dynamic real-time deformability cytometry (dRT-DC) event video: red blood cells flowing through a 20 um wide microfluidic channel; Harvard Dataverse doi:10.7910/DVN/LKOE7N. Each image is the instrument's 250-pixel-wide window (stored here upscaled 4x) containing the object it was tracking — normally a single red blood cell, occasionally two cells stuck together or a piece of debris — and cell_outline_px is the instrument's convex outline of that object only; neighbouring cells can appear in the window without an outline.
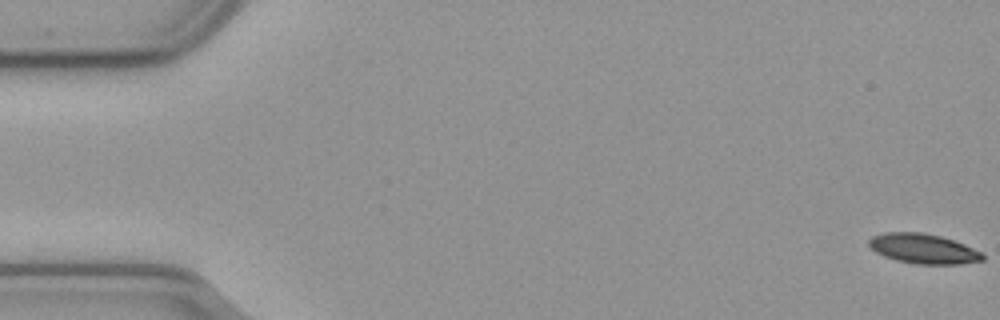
{"species": "common noctule bat (a hibernating species)", "species_latin": "Nyctalus noctula", "temperature_condition": "cold", "stored_images_in_passage": 57, "camera_frame_rate_fps": 3000, "um_per_image_px": 0.085, "animal": {"sex": "male", "body_mass_g": 23.1, "forearm_length_mm": 52.7}, "frame": {"image": 1, "passage_image": 1, "time_ms": 0.0, "image_size_px": [1000, 320], "cell_outline_px": [[984, 260], [960, 264], [916, 264], [896, 260], [884, 256], [876, 252], [868, 244], [868, 240], [872, 236], [884, 232], [924, 232], [940, 236], [964, 244], [980, 252], [984, 256]], "centroid_in_image_um": [78.46, 21.13], "position_along_channel_um": 6.5, "area_um2": 19.71}}
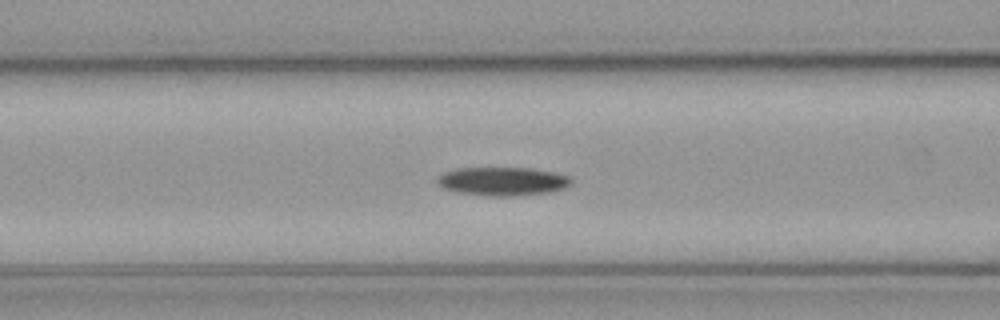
{"frame": {"image": 2, "passage_image": 23, "time_ms": 7.333, "image_size_px": [1000, 320], "cell_outline_px": [[572, 184], [564, 188], [552, 192], [512, 196], [488, 196], [456, 192], [444, 188], [436, 180], [444, 172], [456, 168], [532, 168], [556, 172], [568, 176], [572, 180]], "centroid_in_image_um": [42.76, 15.41], "position_along_channel_um": 123.8, "area_um2": 22.37}}
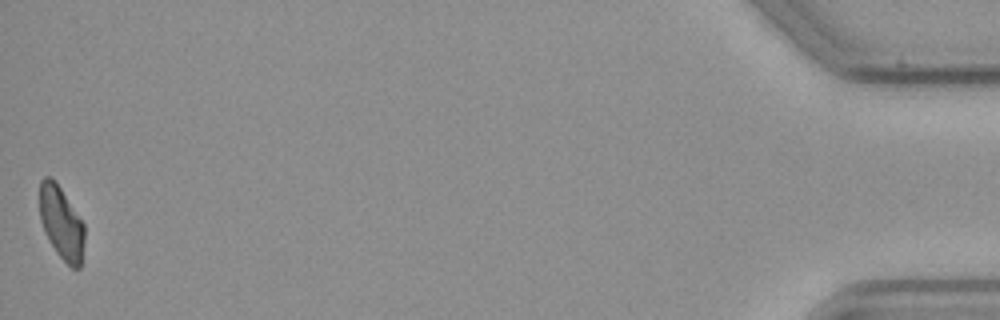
{"frame": {"image": 3, "passage_image": 57, "time_ms": 18.667, "image_size_px": [1000, 320], "cell_outline_px": [[84, 244], [80, 268], [72, 268], [56, 252], [44, 232], [40, 220], [40, 180], [44, 176], [52, 176], [84, 224]], "centroid_in_image_um": [5.2, 18.94], "position_along_channel_um": 430.0, "area_um2": 18.9}, "authors_computed_cell_mechanics": {"area_um2": 20.7502, "velocity_mm_per_s": 3.6322, "shape_relaxation_time_tau1_ms": 5.5185, "shape_relaxation_time_tau2_ms": null, "deformation_change_tau1": 0.1483, "deformation_change_tau2": null}}